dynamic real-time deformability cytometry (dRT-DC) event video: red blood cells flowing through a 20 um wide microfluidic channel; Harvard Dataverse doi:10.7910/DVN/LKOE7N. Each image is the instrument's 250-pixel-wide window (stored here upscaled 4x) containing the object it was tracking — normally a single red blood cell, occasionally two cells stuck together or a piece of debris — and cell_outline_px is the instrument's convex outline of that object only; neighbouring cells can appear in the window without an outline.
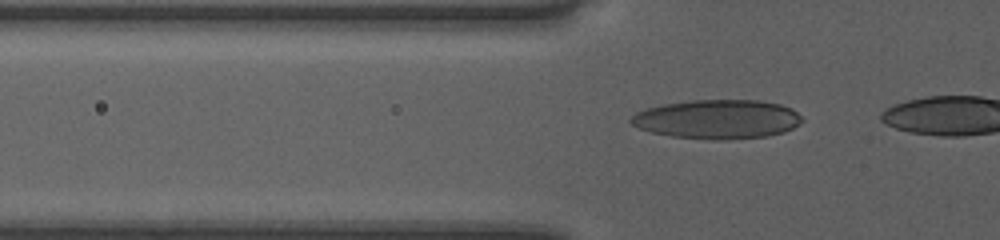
{"species": "human", "species_latin": "Homo sapiens", "temperature_condition": "room temperature", "stored_images_in_passage": 7, "camera_frame_rate_fps": 3000, "um_per_image_px": 0.085, "donor": {"sex": "female"}, "frame": {"image": 1, "passage_image": 5, "time_ms": 1.333, "image_size_px": [1000, 240], "cell_outline_px": [[804, 120], [792, 128], [784, 132], [764, 136], [720, 140], [716, 140], [672, 136], [652, 132], [640, 128], [632, 124], [628, 120], [636, 112], [648, 108], [664, 104], [692, 100], [760, 100], [780, 104], [792, 108]], "centroid_in_image_um": [60.98, 10.12], "position_along_channel_um": 64.8, "area_um2": 38.78}}